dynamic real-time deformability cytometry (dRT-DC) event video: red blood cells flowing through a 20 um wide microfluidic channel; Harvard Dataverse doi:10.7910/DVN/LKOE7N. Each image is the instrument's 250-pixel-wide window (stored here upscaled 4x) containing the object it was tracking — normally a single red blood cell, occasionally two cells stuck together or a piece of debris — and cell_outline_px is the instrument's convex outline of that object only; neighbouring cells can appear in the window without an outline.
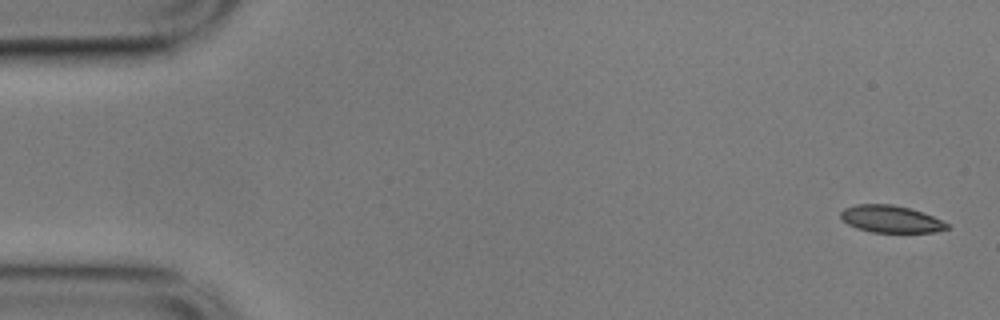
{"species": "common noctule bat (a hibernating species)", "species_latin": "Nyctalus noctula", "temperature_condition": "cold", "stored_images_in_passage": 56, "camera_frame_rate_fps": 3000, "um_per_image_px": 0.085, "animal": {"sex": "male", "body_mass_g": 17.9}, "frame": {"image": 1, "passage_image": 1, "time_ms": 0.0, "image_size_px": [1000, 320], "cell_outline_px": [[948, 228], [936, 232], [872, 232], [856, 228], [848, 224], [840, 216], [840, 212], [844, 208], [856, 204], [892, 204], [912, 208], [932, 216], [948, 224]], "centroid_in_image_um": [75.69, 18.61], "position_along_channel_um": 9.3, "area_um2": 16.76}}
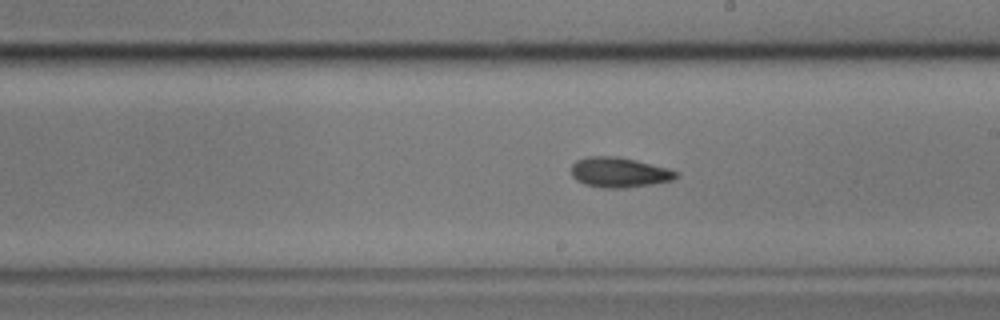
{"frame": {"image": 2, "passage_image": 31, "time_ms": 10.0, "image_size_px": [1000, 320], "cell_outline_px": [[680, 176], [672, 180], [652, 184], [624, 188], [600, 188], [584, 184], [576, 180], [572, 176], [572, 164], [576, 160], [588, 156], [620, 156], [636, 160], [680, 172]], "centroid_in_image_um": [52.62, 14.65], "position_along_channel_um": 236.4, "area_um2": 18.5}}
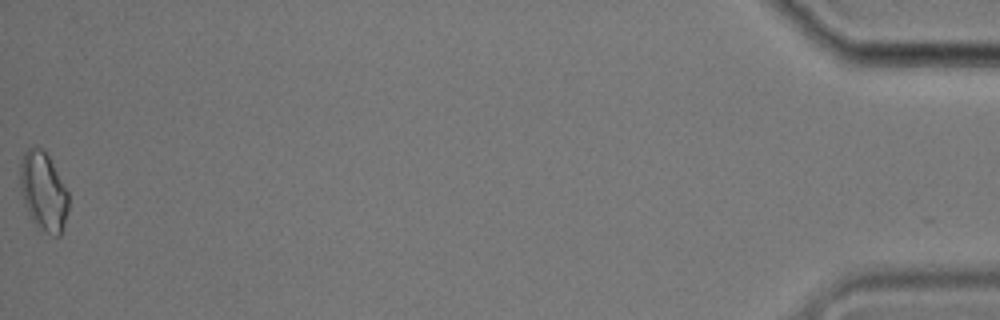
{"frame": {"image": 3, "passage_image": 56, "time_ms": 18.333, "image_size_px": [1000, 320], "cell_outline_px": [[68, 208], [64, 224], [60, 236], [52, 236], [36, 224], [32, 220], [24, 204], [20, 192], [20, 160], [24, 152], [32, 144], [36, 144], [48, 156], [68, 192]], "centroid_in_image_um": [3.66, 16.24], "position_along_channel_um": 431.5, "area_um2": 22.14}, "authors_computed_cell_mechanics": {"area_um2": 18.1492, "velocity_mm_per_s": 3.5112, "shape_relaxation_time_tau1_ms": 6.0487, "shape_relaxation_time_tau2_ms": 3.9201, "deformation_change_tau1": 0.1108, "deformation_change_tau2": 0.0909}}